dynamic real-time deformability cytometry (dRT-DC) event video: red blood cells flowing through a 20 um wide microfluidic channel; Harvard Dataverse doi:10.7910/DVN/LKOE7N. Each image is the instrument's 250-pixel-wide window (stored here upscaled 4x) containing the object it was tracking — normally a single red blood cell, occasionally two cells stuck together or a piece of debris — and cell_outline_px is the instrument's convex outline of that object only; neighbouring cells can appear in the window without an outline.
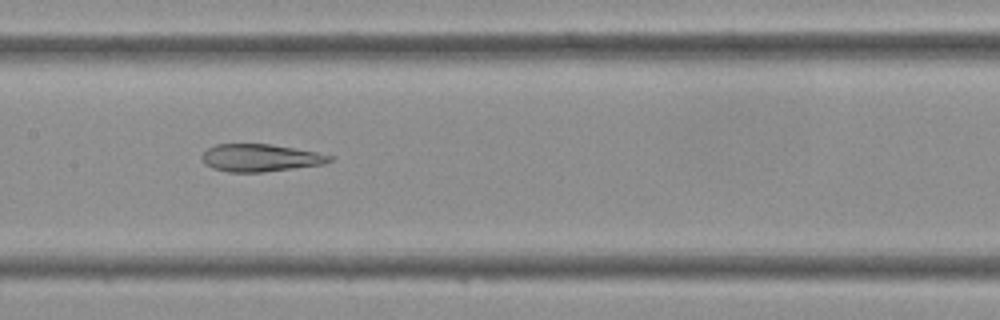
{"species": "Egyptian fruit bat (a non-hibernating species)", "species_latin": "Rousettus aegyptiacus", "temperature_condition": "cold", "stored_images_in_passage": 30, "camera_frame_rate_fps": 3000, "um_per_image_px": 0.085, "frame": {"image": 1, "passage_image": 12, "time_ms": 3.667, "image_size_px": [1000, 320], "cell_outline_px": [[332, 160], [324, 164], [264, 172], [228, 172], [212, 168], [204, 164], [200, 156], [208, 148], [216, 144], [272, 144], [316, 152], [332, 156]], "centroid_in_image_um": [22.09, 13.42], "position_along_channel_um": 185.3, "area_um2": 20.46}}
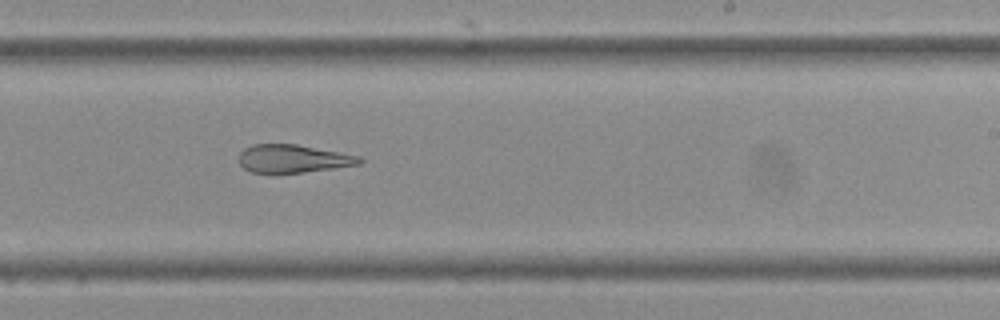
{"frame": {"image": 2, "passage_image": 17, "time_ms": 5.333, "image_size_px": [1000, 320], "cell_outline_px": [[364, 160], [360, 164], [304, 172], [252, 172], [244, 168], [240, 164], [240, 152], [244, 148], [252, 144], [296, 144], [360, 156]], "centroid_in_image_um": [24.91, 13.47], "position_along_channel_um": 264.1, "area_um2": 19.42}}
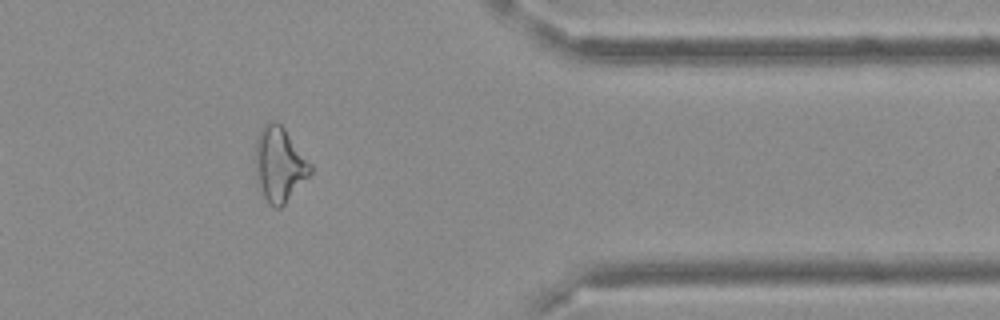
{"frame": {"image": 3, "passage_image": 26, "time_ms": 8.333, "image_size_px": [1000, 320], "cell_outline_px": [[312, 172], [284, 204], [280, 208], [276, 208], [268, 204], [256, 184], [252, 160], [256, 140], [260, 128], [268, 120], [276, 120], [284, 128], [312, 164]], "centroid_in_image_um": [23.68, 13.96], "position_along_channel_um": 387.7, "area_um2": 24.68}}